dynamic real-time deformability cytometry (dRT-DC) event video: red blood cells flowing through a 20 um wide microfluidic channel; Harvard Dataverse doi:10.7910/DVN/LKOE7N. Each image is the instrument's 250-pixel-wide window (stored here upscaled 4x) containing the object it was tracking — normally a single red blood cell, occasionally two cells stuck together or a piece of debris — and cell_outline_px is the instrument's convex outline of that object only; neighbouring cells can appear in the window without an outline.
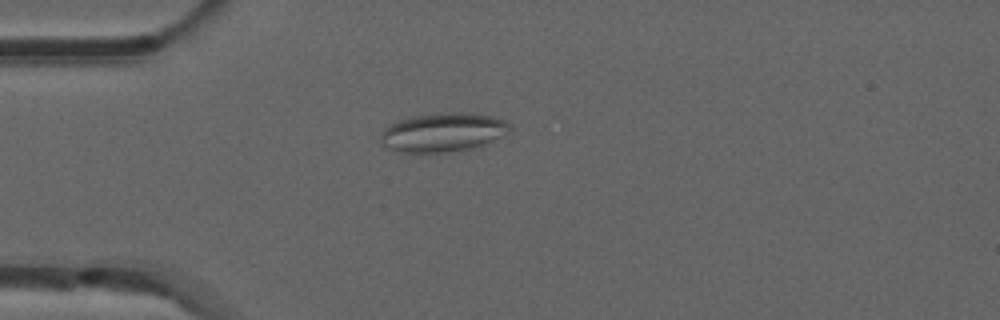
{"species": "common noctule bat (a hibernating species)", "species_latin": "Nyctalus noctula", "temperature_condition": "room temperature", "stored_images_in_passage": 52, "camera_frame_rate_fps": 3000, "um_per_image_px": 0.085, "animal": {"sex": "male", "forearm_length_mm": 52.5}, "frame": {"image": 1, "passage_image": 14, "time_ms": 4.333, "image_size_px": [1000, 320], "cell_outline_px": [[512, 128], [508, 132], [480, 148], [444, 152], [400, 152], [388, 148], [380, 140], [380, 132], [384, 128], [400, 120], [412, 116], [452, 112], [472, 112], [492, 116], [504, 120]], "centroid_in_image_um": [37.69, 11.25], "position_along_channel_um": 47.3, "area_um2": 29.42}}
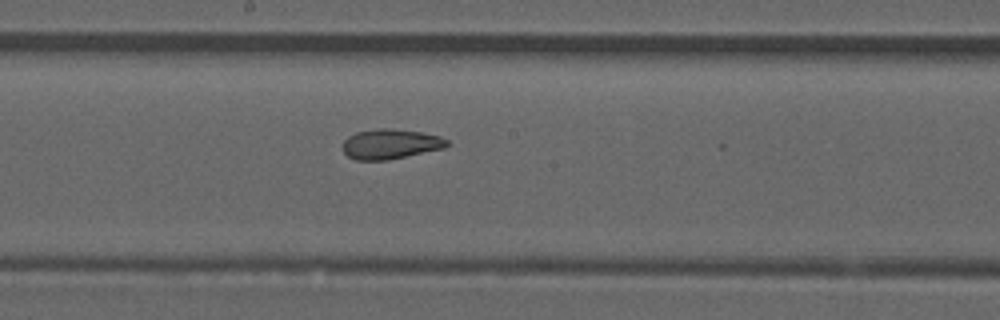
{"frame": {"image": 2, "passage_image": 28, "time_ms": 9.0, "image_size_px": [1000, 320], "cell_outline_px": [[448, 144], [444, 148], [388, 160], [356, 160], [348, 156], [344, 152], [344, 140], [348, 136], [356, 132], [380, 128], [388, 128], [420, 132], [440, 136], [448, 140]], "centroid_in_image_um": [33.18, 12.24], "position_along_channel_um": 215.0, "area_um2": 18.03}}
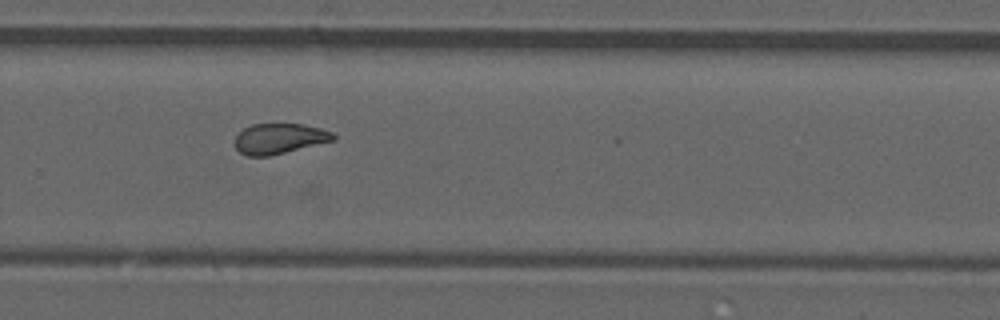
{"frame": {"image": 3, "passage_image": 35, "time_ms": 11.333, "image_size_px": [1000, 320], "cell_outline_px": [[336, 140], [268, 156], [248, 156], [240, 152], [236, 148], [236, 136], [244, 128], [252, 124], [304, 124], [320, 128], [332, 132], [336, 136]], "centroid_in_image_um": [23.77, 11.77], "position_along_channel_um": 306.0, "area_um2": 17.28}, "authors_computed_cell_mechanics": {"area_um2": 18.8428, "velocity_mm_per_s": 3.9208, "shape_relaxation_time_tau1_ms": null, "shape_relaxation_time_tau2_ms": 1.4326, "deformation_change_tau1": null, "deformation_change_tau2": 0.068}}